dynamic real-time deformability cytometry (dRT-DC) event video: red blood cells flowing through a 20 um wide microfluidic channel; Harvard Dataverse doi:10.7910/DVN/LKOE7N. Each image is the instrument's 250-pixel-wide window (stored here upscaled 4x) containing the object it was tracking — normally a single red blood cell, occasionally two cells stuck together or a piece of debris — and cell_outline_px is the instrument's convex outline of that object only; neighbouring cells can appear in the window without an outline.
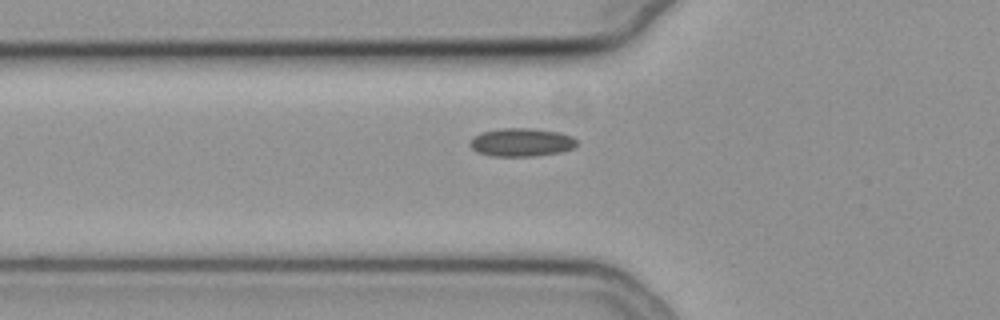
{"species": "common noctule bat (a hibernating species)", "species_latin": "Nyctalus noctula", "temperature_condition": "cold", "stored_images_in_passage": 34, "camera_frame_rate_fps": 3000, "um_per_image_px": 0.085, "animal": {"sex": "female", "body_mass_g": 19.3, "forearm_length_mm": 54.1}, "frame": {"image": 1, "passage_image": 2, "time_ms": 0.333, "image_size_px": [1000, 320], "cell_outline_px": [[576, 144], [572, 148], [560, 152], [532, 156], [492, 156], [476, 152], [468, 144], [480, 132], [500, 128], [532, 128], [560, 132], [572, 136], [576, 140]], "centroid_in_image_um": [44.3, 12.09], "position_along_channel_um": 81.5, "area_um2": 17.57}}
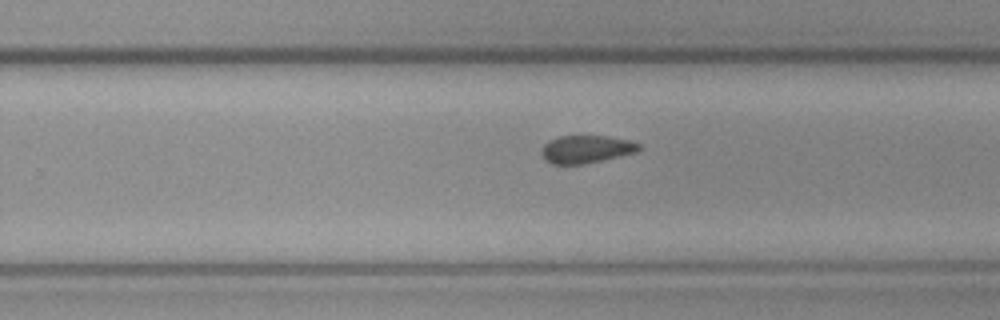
{"frame": {"image": 2, "passage_image": 18, "time_ms": 5.667, "image_size_px": [1000, 320], "cell_outline_px": [[640, 148], [636, 152], [620, 156], [584, 164], [552, 164], [544, 160], [540, 152], [544, 144], [548, 140], [560, 136], [608, 136], [628, 140], [640, 144]], "centroid_in_image_um": [49.78, 12.68], "position_along_channel_um": 280.0, "area_um2": 15.78}}
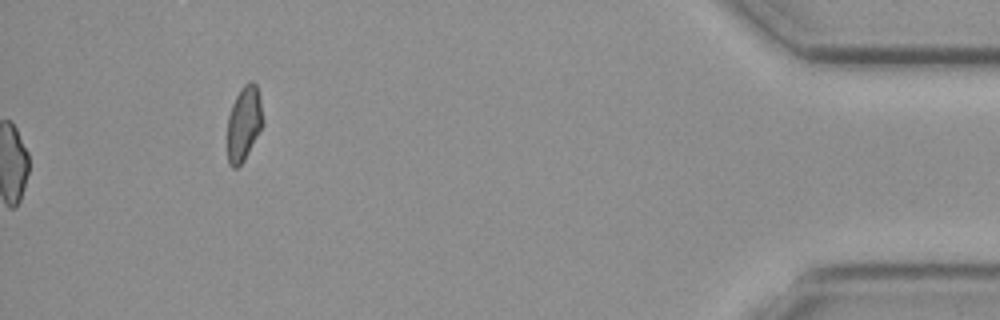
{"frame": {"image": 3, "passage_image": 34, "time_ms": 11.0, "image_size_px": [1000, 320], "cell_outline_px": [[264, 120], [244, 160], [236, 168], [232, 168], [228, 164], [228, 116], [232, 104], [240, 88], [248, 80], [252, 80], [256, 84], [260, 96]], "centroid_in_image_um": [20.73, 10.43], "position_along_channel_um": 414.5, "area_um2": 15.37}, "authors_computed_cell_mechanics": {"area_um2": 16.7909, "velocity_mm_per_s": 3.7164, "shape_relaxation_time_tau1_ms": null, "shape_relaxation_time_tau2_ms": 3.0419, "deformation_change_tau1": null, "deformation_change_tau2": 0.0724}}